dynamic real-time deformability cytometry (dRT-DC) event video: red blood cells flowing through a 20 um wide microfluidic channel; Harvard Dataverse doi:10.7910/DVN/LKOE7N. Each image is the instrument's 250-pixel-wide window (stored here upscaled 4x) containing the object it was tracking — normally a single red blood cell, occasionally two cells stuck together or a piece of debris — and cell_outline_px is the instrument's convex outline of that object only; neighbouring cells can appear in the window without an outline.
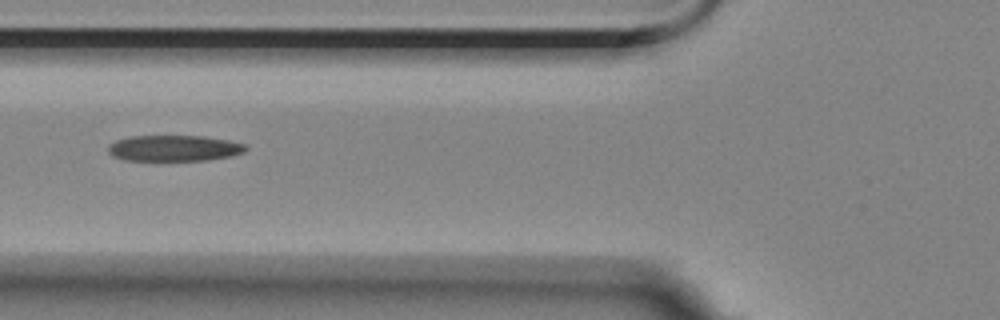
{"species": "Egyptian fruit bat (a non-hibernating species)", "species_latin": "Rousettus aegyptiacus", "temperature_condition": "room temperature", "stored_images_in_passage": 24, "camera_frame_rate_fps": 3000, "um_per_image_px": 0.085, "animal": {"sex": "female"}, "frame": {"image": 1, "passage_image": 4, "time_ms": 1.0, "image_size_px": [1000, 320], "cell_outline_px": [[248, 148], [244, 152], [232, 156], [208, 160], [124, 160], [112, 156], [108, 152], [108, 144], [116, 140], [128, 136], [204, 136], [228, 140], [248, 144]], "centroid_in_image_um": [14.81, 12.59], "position_along_channel_um": 111.0, "area_um2": 21.04}}
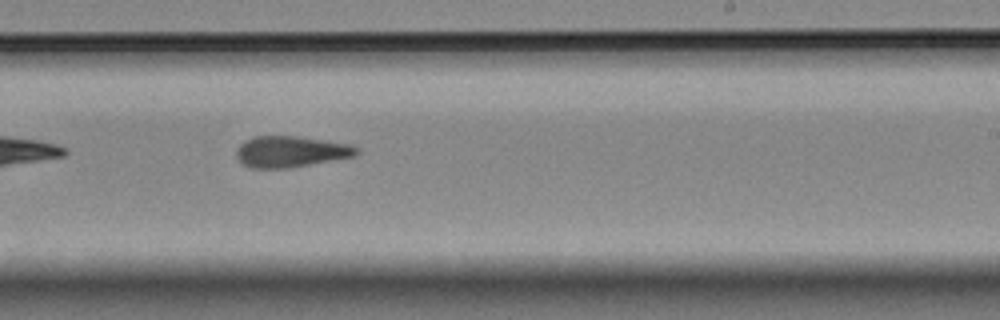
{"frame": {"image": 2, "passage_image": 17, "time_ms": 5.333, "image_size_px": [1000, 320], "cell_outline_px": [[360, 152], [352, 156], [288, 168], [252, 168], [244, 164], [236, 156], [236, 148], [244, 140], [252, 136], [296, 136], [352, 144], [360, 148]], "centroid_in_image_um": [24.69, 12.87], "position_along_channel_um": 264.3, "area_um2": 21.73}}
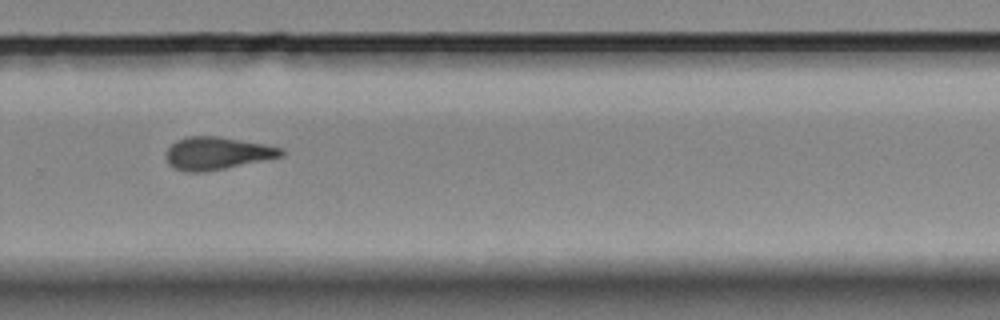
{"frame": {"image": 3, "passage_image": 21, "time_ms": 6.667, "image_size_px": [1000, 320], "cell_outline_px": [[284, 156], [204, 172], [184, 172], [168, 164], [164, 152], [176, 140], [188, 136], [220, 136], [264, 144], [284, 148]], "centroid_in_image_um": [18.43, 13.02], "position_along_channel_um": 311.4, "area_um2": 21.96}}